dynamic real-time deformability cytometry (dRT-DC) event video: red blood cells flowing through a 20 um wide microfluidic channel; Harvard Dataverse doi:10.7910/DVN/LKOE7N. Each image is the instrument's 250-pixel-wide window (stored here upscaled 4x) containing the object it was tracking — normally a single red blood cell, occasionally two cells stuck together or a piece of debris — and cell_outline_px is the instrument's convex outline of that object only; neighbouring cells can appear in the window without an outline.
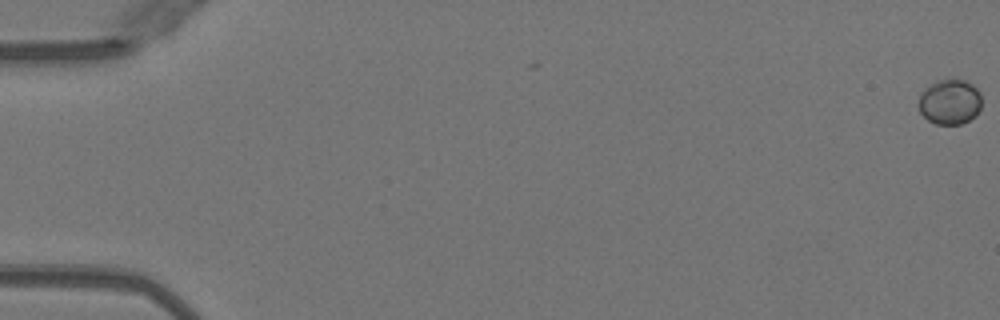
{"species": "Egyptian fruit bat (a non-hibernating species)", "species_latin": "Rousettus aegyptiacus", "temperature_condition": "warm", "stored_images_in_passage": 9, "camera_frame_rate_fps": 3000, "um_per_image_px": 0.085, "animal": {"sex": "female"}, "frame": {"image": 1, "passage_image": 1, "time_ms": 0.0, "image_size_px": [1000, 320], "cell_outline_px": [[980, 108], [976, 116], [960, 124], [936, 124], [928, 120], [920, 112], [920, 96], [924, 88], [936, 80], [964, 80], [972, 84], [980, 92]], "centroid_in_image_um": [80.74, 8.66], "position_along_channel_um": 4.3, "area_um2": 16.42}}